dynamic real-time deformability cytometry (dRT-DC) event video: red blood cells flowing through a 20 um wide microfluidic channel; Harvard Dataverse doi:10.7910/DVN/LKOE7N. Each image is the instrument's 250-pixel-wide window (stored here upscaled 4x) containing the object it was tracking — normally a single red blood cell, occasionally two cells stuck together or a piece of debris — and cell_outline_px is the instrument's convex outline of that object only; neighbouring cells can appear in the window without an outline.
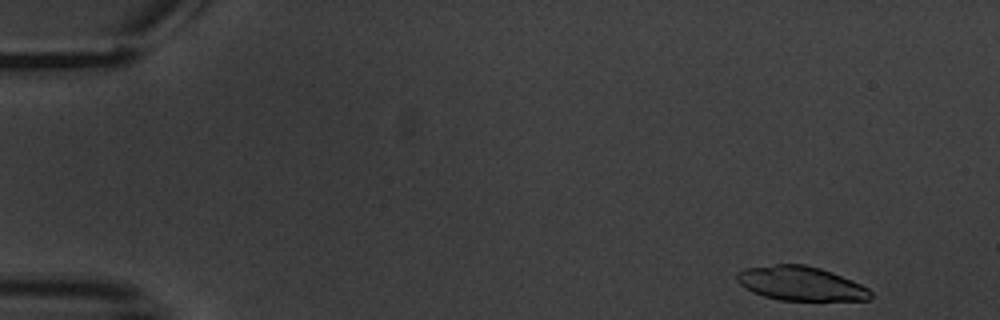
{"species": "common noctule bat (a hibernating species)", "species_latin": "Nyctalus noctula", "temperature_condition": "warm", "stored_images_in_passage": 5, "camera_frame_rate_fps": 3000, "um_per_image_px": 0.085, "animal": {"sex": "male", "body_mass_g": 20.1, "forearm_length_mm": 53.5}, "frame": {"image": 1, "passage_image": 1, "time_ms": 0.0, "image_size_px": [1000, 320], "cell_outline_px": [[872, 300], [780, 300], [764, 296], [752, 292], [744, 288], [736, 280], [736, 272], [744, 268], [776, 264], [804, 264], [820, 268], [832, 272], [852, 280], [868, 288], [872, 292]], "centroid_in_image_um": [68.04, 24.09], "position_along_channel_um": 17.0, "area_um2": 26.76}}